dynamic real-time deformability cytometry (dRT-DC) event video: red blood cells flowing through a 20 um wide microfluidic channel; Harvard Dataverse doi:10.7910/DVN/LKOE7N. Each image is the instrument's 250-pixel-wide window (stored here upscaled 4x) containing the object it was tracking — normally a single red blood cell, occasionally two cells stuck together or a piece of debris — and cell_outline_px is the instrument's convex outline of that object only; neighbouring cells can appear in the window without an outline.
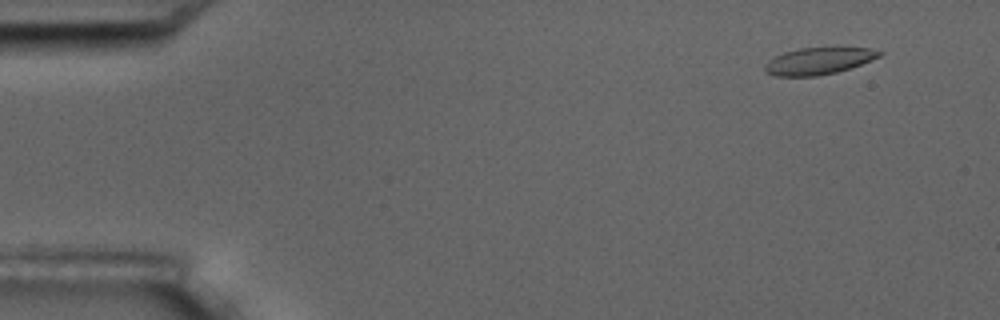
{"species": "common noctule bat (a hibernating species)", "species_latin": "Nyctalus noctula", "temperature_condition": "room temperature", "stored_images_in_passage": 10, "camera_frame_rate_fps": 3000, "um_per_image_px": 0.085, "animal": {"sex": "male", "body_mass_g": 17.5, "forearm_length_mm": 52.3}, "frame": {"image": 1, "passage_image": 1, "time_ms": 0.0, "image_size_px": [1000, 320], "cell_outline_px": [[884, 52], [880, 56], [860, 64], [836, 72], [816, 76], [776, 76], [768, 72], [764, 68], [764, 64], [768, 60], [784, 52], [800, 48], [836, 44], [868, 48]], "centroid_in_image_um": [69.62, 5.12], "position_along_channel_um": 15.4, "area_um2": 18.55}}
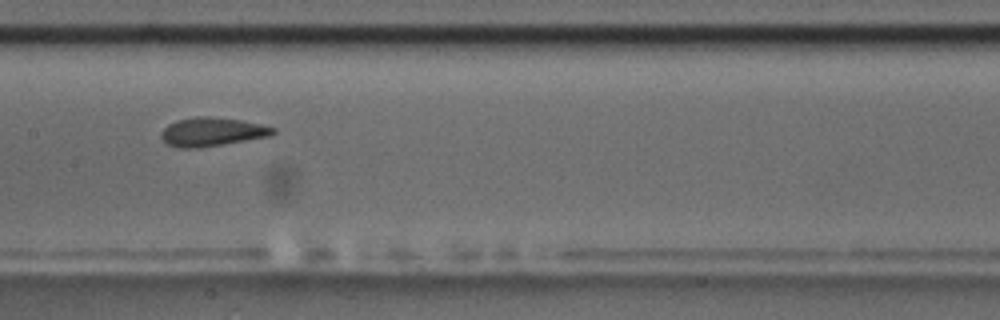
{"frame": {"image": 2, "passage_image": 8, "time_ms": 8.0, "image_size_px": [1000, 320], "cell_outline_px": [[276, 132], [268, 136], [200, 148], [180, 148], [168, 144], [160, 136], [160, 132], [168, 124], [176, 120], [196, 116], [208, 116], [240, 120], [260, 124], [276, 128]], "centroid_in_image_um": [17.98, 11.2], "position_along_channel_um": 189.4, "area_um2": 18.61}}
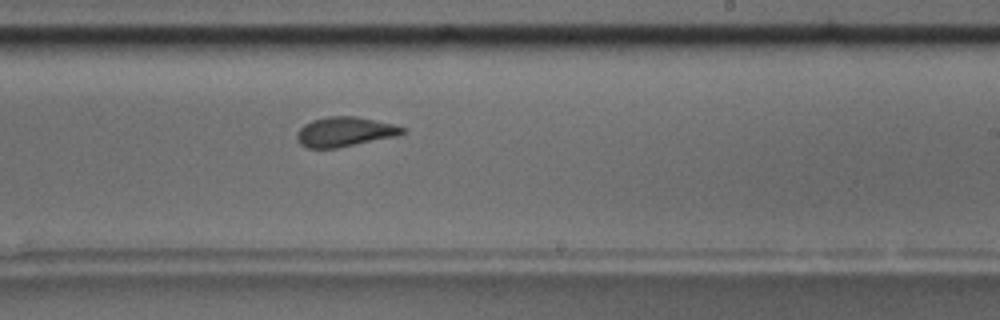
{"frame": {"image": 3, "passage_image": 10, "time_ms": 10.0, "image_size_px": [1000, 320], "cell_outline_px": [[408, 132], [396, 136], [336, 148], [308, 148], [300, 144], [296, 140], [296, 132], [304, 124], [312, 120], [328, 116], [356, 116], [392, 124], [408, 128]], "centroid_in_image_um": [29.3, 11.2], "position_along_channel_um": 259.7, "area_um2": 18.32}}